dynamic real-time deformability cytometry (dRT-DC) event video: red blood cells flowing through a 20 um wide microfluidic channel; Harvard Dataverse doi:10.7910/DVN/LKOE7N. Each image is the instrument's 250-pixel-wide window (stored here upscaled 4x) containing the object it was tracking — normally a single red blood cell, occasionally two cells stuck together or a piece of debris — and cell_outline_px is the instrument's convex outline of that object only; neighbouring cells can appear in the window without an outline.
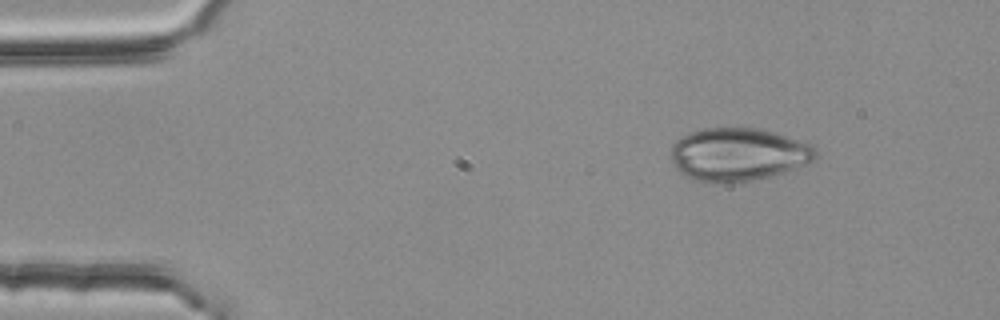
{"species": "common noctule bat (a hibernating species)", "species_latin": "Nyctalus noctula", "temperature_condition": "room temperature", "stored_images_in_passage": 3, "camera_frame_rate_fps": 3000, "um_per_image_px": 0.085, "animal": {"sex": "female", "body_mass_g": 25.1}, "frame": {"image": 1, "passage_image": 1, "time_ms": 0.0, "image_size_px": [1000, 320], "cell_outline_px": [[816, 156], [812, 160], [792, 168], [768, 176], [752, 180], [720, 184], [708, 184], [696, 180], [680, 172], [676, 168], [672, 160], [672, 144], [676, 140], [692, 132], [704, 128], [756, 128], [772, 132], [812, 144], [816, 148]], "centroid_in_image_um": [62.7, 13.13], "position_along_channel_um": 22.3, "area_um2": 44.16}}